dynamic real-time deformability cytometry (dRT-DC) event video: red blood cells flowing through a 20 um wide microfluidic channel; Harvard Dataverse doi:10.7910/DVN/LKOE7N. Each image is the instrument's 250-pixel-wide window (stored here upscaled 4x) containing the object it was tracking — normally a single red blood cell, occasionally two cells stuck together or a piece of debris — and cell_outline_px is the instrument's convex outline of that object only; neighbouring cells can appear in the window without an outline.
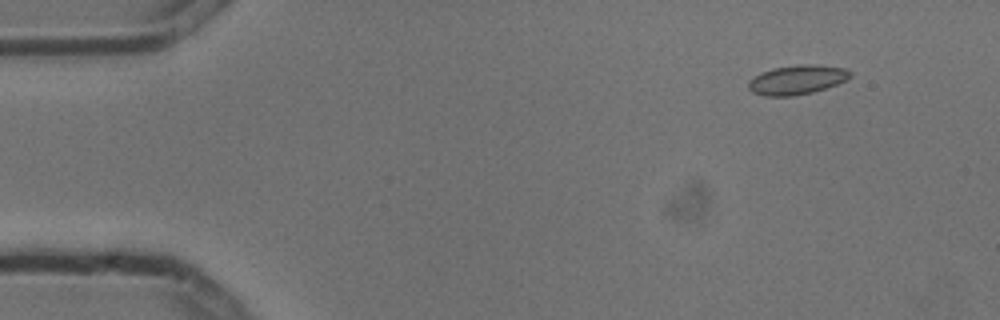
{"species": "common noctule bat (a hibernating species)", "species_latin": "Nyctalus noctula", "temperature_condition": "cold", "stored_images_in_passage": 6, "camera_frame_rate_fps": 3000, "um_per_image_px": 0.085, "animal": {"sex": "male", "body_mass_g": 13.3}, "frame": {"image": 1, "passage_image": 2, "time_ms": 0.333, "image_size_px": [1000, 320], "cell_outline_px": [[852, 76], [848, 80], [812, 92], [792, 96], [764, 96], [752, 92], [748, 88], [748, 80], [760, 72], [772, 68], [796, 64], [816, 64], [848, 68], [852, 72]], "centroid_in_image_um": [67.76, 6.76], "position_along_channel_um": 17.2, "area_um2": 17.74}}
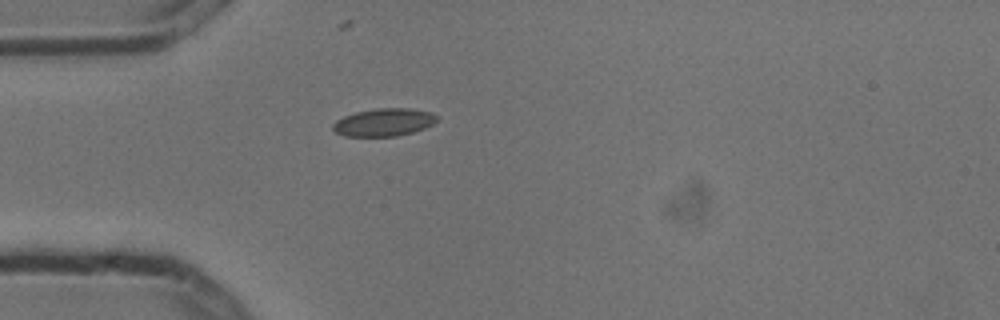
{"frame": {"image": 2, "passage_image": 5, "time_ms": 1.333, "image_size_px": [1000, 320], "cell_outline_px": [[436, 120], [432, 124], [424, 128], [412, 132], [396, 136], [344, 136], [336, 132], [332, 128], [332, 124], [336, 120], [344, 116], [356, 112], [376, 108], [408, 108], [432, 112], [436, 116]], "centroid_in_image_um": [32.6, 10.39], "position_along_channel_um": 52.4, "area_um2": 16.7}}